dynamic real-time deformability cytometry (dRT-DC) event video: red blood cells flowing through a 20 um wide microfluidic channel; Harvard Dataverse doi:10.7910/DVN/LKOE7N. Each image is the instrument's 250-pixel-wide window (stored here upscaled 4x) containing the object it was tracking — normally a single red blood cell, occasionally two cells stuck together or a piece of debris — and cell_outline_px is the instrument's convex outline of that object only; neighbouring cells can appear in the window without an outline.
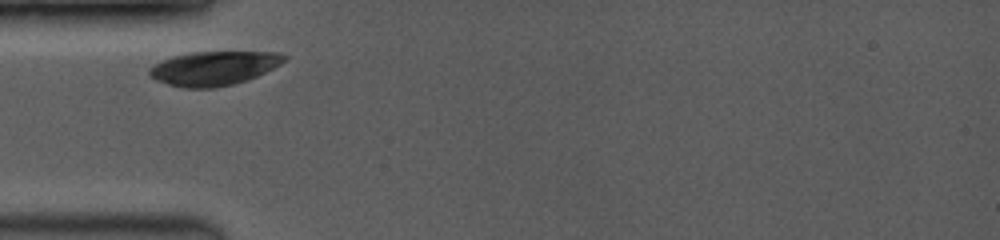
{"species": "common noctule bat (a hibernating species)", "species_latin": "Nyctalus noctula", "temperature_condition": "room temperature", "stored_images_in_passage": 5, "camera_frame_rate_fps": 3500, "um_per_image_px": 0.085, "animal": {"sex": "female", "body_mass_g": 19.0, "forearm_length_mm": 53.3}, "frame": {"image": 1, "passage_image": 1, "time_ms": 0.0, "image_size_px": [1000, 240], "cell_outline_px": [[288, 60], [256, 76], [232, 84], [216, 88], [184, 88], [168, 84], [156, 80], [148, 76], [148, 68], [172, 56], [192, 52], [280, 52], [288, 56]], "centroid_in_image_um": [18.17, 5.8], "position_along_channel_um": 66.8, "area_um2": 26.7}}
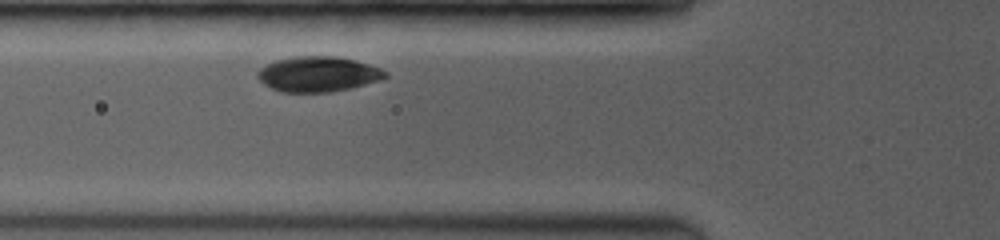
{"frame": {"image": 2, "passage_image": 2, "time_ms": 0.857, "image_size_px": [1000, 240], "cell_outline_px": [[388, 76], [380, 80], [348, 88], [328, 92], [280, 92], [264, 84], [256, 76], [256, 72], [260, 68], [276, 60], [292, 56], [336, 56], [368, 64], [380, 68], [388, 72]], "centroid_in_image_um": [27.0, 6.29], "position_along_channel_um": 98.8, "area_um2": 26.07}}
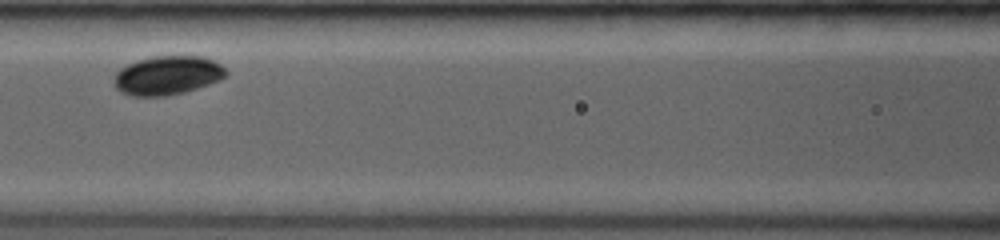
{"frame": {"image": 3, "passage_image": 4, "time_ms": 2.286, "image_size_px": [1000, 240], "cell_outline_px": [[228, 72], [220, 80], [184, 92], [164, 96], [132, 96], [120, 92], [116, 88], [116, 72], [120, 68], [136, 60], [152, 56], [204, 56], [220, 64]], "centroid_in_image_um": [14.23, 6.4], "position_along_channel_um": 152.4, "area_um2": 25.26}}